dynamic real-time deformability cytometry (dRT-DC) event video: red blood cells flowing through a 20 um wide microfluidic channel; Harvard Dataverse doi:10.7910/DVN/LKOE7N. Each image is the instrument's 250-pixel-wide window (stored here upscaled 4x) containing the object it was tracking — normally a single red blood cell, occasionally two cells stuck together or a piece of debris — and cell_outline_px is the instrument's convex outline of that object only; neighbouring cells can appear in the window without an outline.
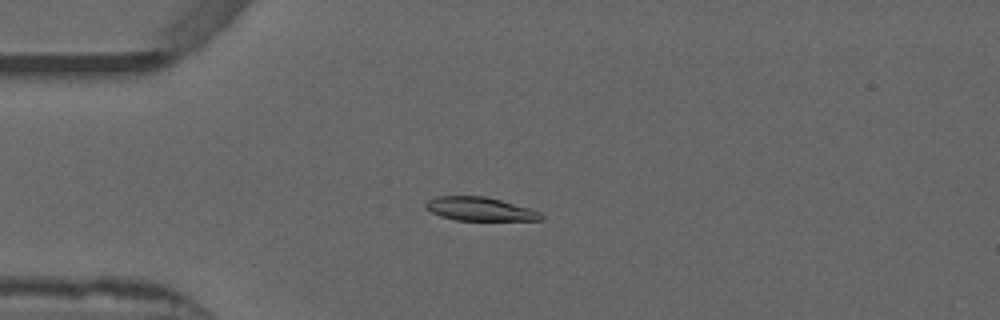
{"species": "common noctule bat (a hibernating species)", "species_latin": "Nyctalus noctula", "temperature_condition": "warm", "stored_images_in_passage": 34, "camera_frame_rate_fps": 3000, "um_per_image_px": 0.085, "animal": {"sex": "male", "forearm_length_mm": 52.5}, "frame": {"image": 1, "passage_image": 7, "time_ms": 2.0, "image_size_px": [1000, 320], "cell_outline_px": [[544, 220], [456, 220], [440, 216], [424, 208], [424, 204], [428, 200], [436, 196], [484, 196], [500, 200], [528, 208], [540, 212], [544, 216]], "centroid_in_image_um": [40.75, 17.76], "position_along_channel_um": 44.2, "area_um2": 15.78}}
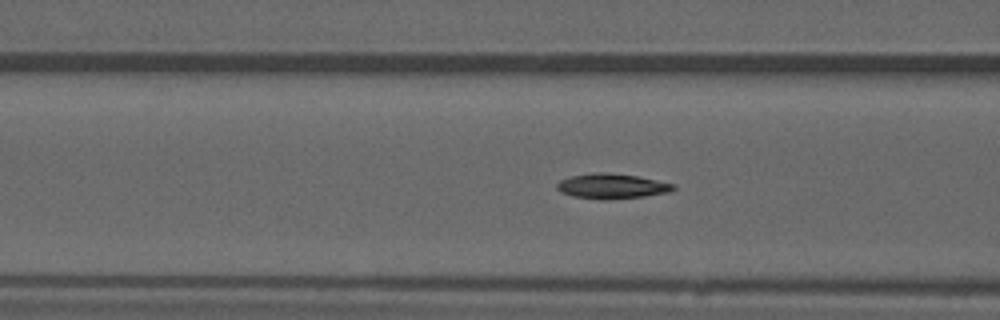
{"frame": {"image": 2, "passage_image": 14, "time_ms": 4.333, "image_size_px": [1000, 320], "cell_outline_px": [[676, 188], [668, 192], [644, 196], [600, 200], [572, 196], [560, 192], [556, 188], [556, 184], [560, 180], [572, 176], [592, 172], [604, 172], [636, 176], [676, 184]], "centroid_in_image_um": [51.97, 15.82], "position_along_channel_um": 114.6, "area_um2": 16.94}}
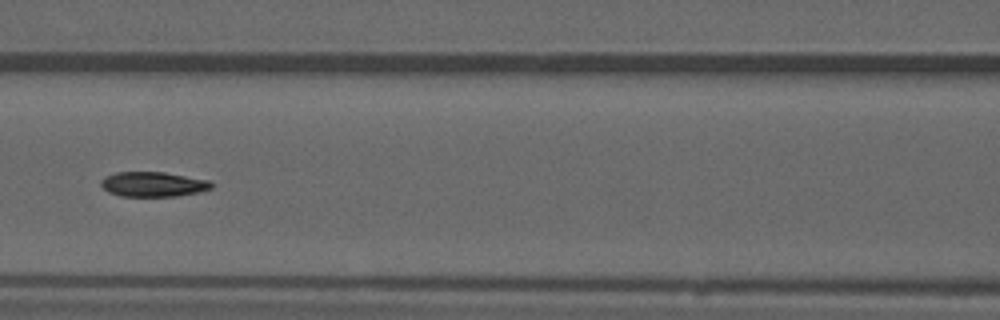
{"frame": {"image": 3, "passage_image": 17, "time_ms": 5.333, "image_size_px": [1000, 320], "cell_outline_px": [[212, 188], [200, 192], [176, 196], [120, 196], [108, 192], [100, 184], [100, 180], [104, 176], [116, 172], [164, 172], [208, 180], [212, 184]], "centroid_in_image_um": [12.98, 15.66], "position_along_channel_um": 153.6, "area_um2": 16.01}, "authors_computed_cell_mechanics": {"area_um2": 16.6464, "velocity_mm_per_s": 3.879, "shape_relaxation_time_tau1_ms": 9.4278, "shape_relaxation_time_tau2_ms": 2.4341, "deformation_change_tau1": 0.2506, "deformation_change_tau2": 0.0504}}